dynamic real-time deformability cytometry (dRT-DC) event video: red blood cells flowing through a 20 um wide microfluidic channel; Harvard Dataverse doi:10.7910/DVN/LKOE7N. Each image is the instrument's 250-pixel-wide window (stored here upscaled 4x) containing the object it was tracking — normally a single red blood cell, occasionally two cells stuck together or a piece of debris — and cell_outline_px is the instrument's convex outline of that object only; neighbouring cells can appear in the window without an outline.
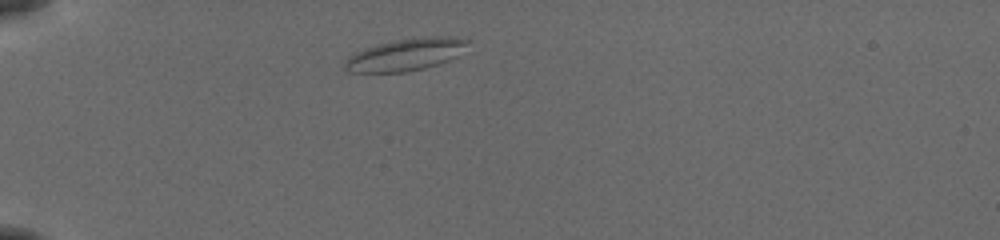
{"species": "common noctule bat (a hibernating species)", "species_latin": "Nyctalus noctula", "temperature_condition": "cold", "stored_images_in_passage": 39, "camera_frame_rate_fps": 3000, "um_per_image_px": 0.085, "animal": {"sex": "female", "body_mass_g": 19.5, "forearm_length_mm": 54.1}, "frame": {"image": 1, "passage_image": 1, "time_ms": 0.0, "image_size_px": [1000, 240], "cell_outline_px": [[472, 40], [456, 56], [448, 60], [424, 68], [408, 72], [348, 72], [344, 68], [344, 60], [348, 56], [364, 48], [376, 44], [396, 40], [424, 36], [456, 36]], "centroid_in_image_um": [34.47, 4.62], "position_along_channel_um": 50.5, "area_um2": 23.18}}
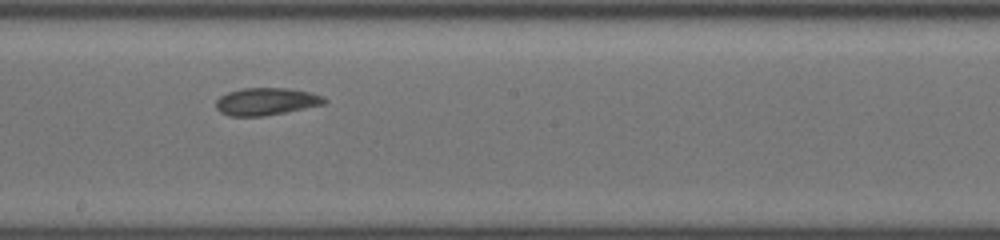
{"frame": {"image": 2, "passage_image": 17, "time_ms": 5.333, "image_size_px": [1000, 240], "cell_outline_px": [[328, 100], [324, 104], [264, 116], [228, 116], [220, 112], [216, 108], [216, 100], [220, 96], [228, 92], [240, 88], [288, 88], [308, 92], [324, 96]], "centroid_in_image_um": [22.6, 8.62], "position_along_channel_um": 225.6, "area_um2": 17.28}}
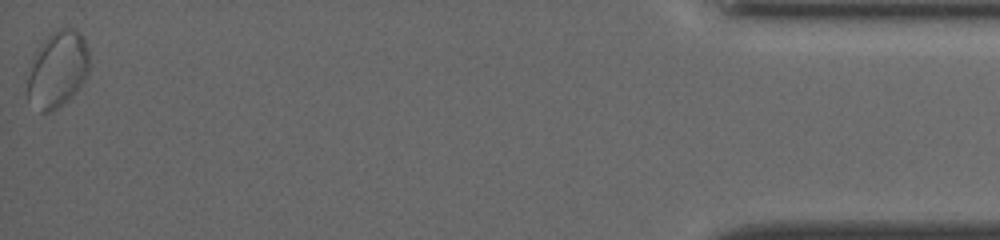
{"frame": {"image": 3, "passage_image": 39, "time_ms": 12.667, "image_size_px": [1000, 240], "cell_outline_px": [[88, 68], [84, 80], [52, 112], [40, 112], [28, 100], [24, 92], [32, 56], [36, 48], [52, 32], [60, 28], [76, 28], [84, 36], [88, 48]], "centroid_in_image_um": [4.83, 5.85], "position_along_channel_um": 430.4, "area_um2": 27.57}, "authors_computed_cell_mechanics": {"area_um2": 18.0336, "velocity_mm_per_s": 3.8477, "shape_relaxation_time_tau1_ms": 3.8641, "shape_relaxation_time_tau2_ms": 2.9008, "deformation_change_tau1": 0.0839, "deformation_change_tau2": 0.0658}}